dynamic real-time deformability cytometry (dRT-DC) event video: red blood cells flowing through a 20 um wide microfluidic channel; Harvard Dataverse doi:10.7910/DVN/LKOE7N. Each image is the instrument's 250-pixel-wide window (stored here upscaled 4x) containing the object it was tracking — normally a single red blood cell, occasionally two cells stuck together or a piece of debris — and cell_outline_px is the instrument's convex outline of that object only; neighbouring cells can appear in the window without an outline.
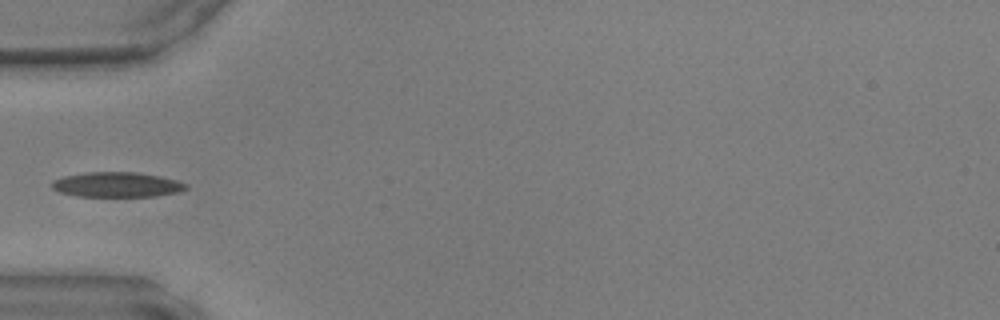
{"species": "common noctule bat (a hibernating species)", "species_latin": "Nyctalus noctula", "temperature_condition": "warm", "stored_images_in_passage": 17, "camera_frame_rate_fps": 3000, "um_per_image_px": 0.085, "animal": {"sex": "male", "body_mass_g": 17.9, "forearm_length_mm": 54.2}, "frame": {"image": 1, "passage_image": 1, "time_ms": 0.0, "image_size_px": [1000, 320], "cell_outline_px": [[188, 188], [180, 192], [156, 196], [76, 196], [60, 192], [52, 188], [52, 180], [64, 176], [88, 172], [136, 172], [160, 176], [176, 180], [188, 184]], "centroid_in_image_um": [9.96, 15.69], "position_along_channel_um": 75.0, "area_um2": 19.54}}
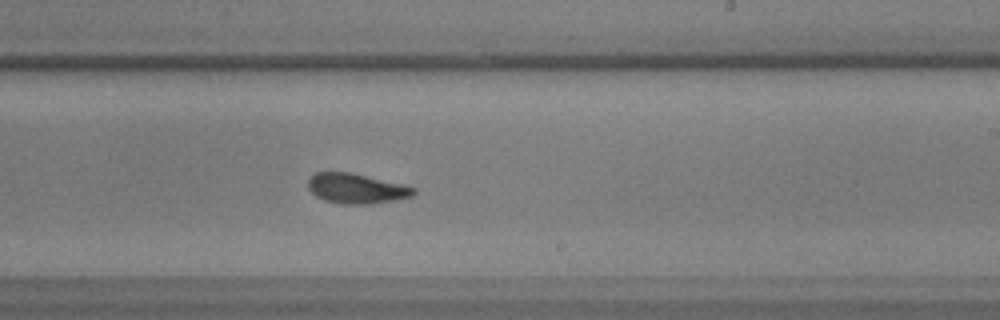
{"frame": {"image": 2, "passage_image": 14, "time_ms": 4.333, "image_size_px": [1000, 320], "cell_outline_px": [[416, 192], [412, 196], [372, 204], [344, 204], [324, 200], [316, 196], [308, 188], [308, 180], [316, 172], [352, 172], [416, 188]], "centroid_in_image_um": [30.27, 16.02], "position_along_channel_um": 258.7, "area_um2": 18.26}}